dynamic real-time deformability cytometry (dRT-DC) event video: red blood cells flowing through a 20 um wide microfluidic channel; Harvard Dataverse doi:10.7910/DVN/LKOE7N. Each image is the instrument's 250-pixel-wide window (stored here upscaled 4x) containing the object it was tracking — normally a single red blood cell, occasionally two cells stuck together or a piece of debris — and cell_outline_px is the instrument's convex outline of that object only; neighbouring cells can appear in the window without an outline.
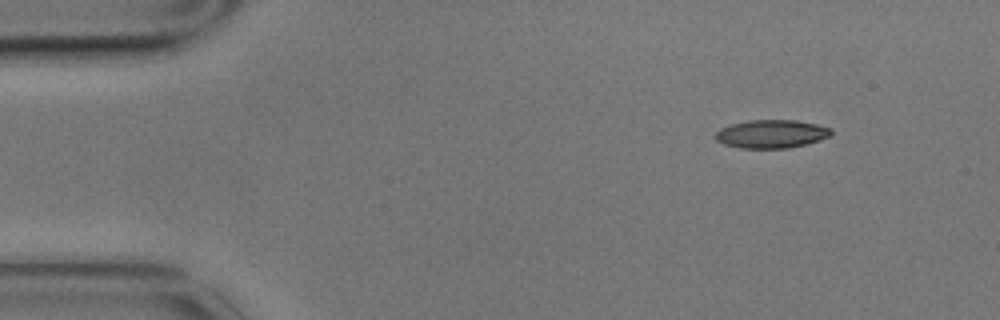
{"species": "common noctule bat (a hibernating species)", "species_latin": "Nyctalus noctula", "temperature_condition": "cold", "stored_images_in_passage": 4, "camera_frame_rate_fps": 3000, "um_per_image_px": 0.085, "animal": {"sex": "male", "body_mass_g": 17.9}, "frame": {"image": 1, "passage_image": 1, "time_ms": 0.0, "image_size_px": [1000, 320], "cell_outline_px": [[832, 132], [828, 136], [804, 144], [788, 148], [740, 148], [724, 144], [716, 140], [712, 136], [720, 128], [732, 124], [748, 120], [796, 120], [816, 124], [832, 128]], "centroid_in_image_um": [65.51, 11.38], "position_along_channel_um": 19.5, "area_um2": 18.96}}